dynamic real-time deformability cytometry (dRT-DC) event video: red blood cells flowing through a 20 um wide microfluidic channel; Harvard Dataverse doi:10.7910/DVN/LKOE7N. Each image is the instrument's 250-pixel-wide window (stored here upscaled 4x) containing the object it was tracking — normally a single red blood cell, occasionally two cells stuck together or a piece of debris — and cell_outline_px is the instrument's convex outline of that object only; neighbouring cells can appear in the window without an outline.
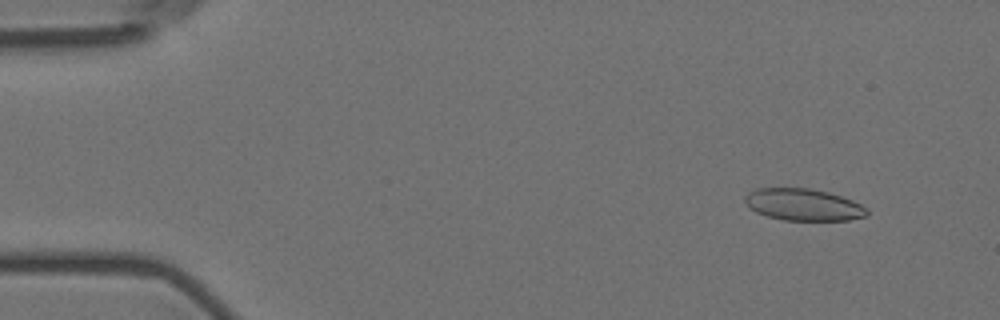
{"species": "Egyptian fruit bat (a non-hibernating species)", "species_latin": "Rousettus aegyptiacus", "temperature_condition": "room temperature", "stored_images_in_passage": 56, "camera_frame_rate_fps": 3000, "um_per_image_px": 0.085, "animal": {"sex": "female"}, "frame": {"image": 1, "passage_image": 5, "time_ms": 1.333, "image_size_px": [1000, 320], "cell_outline_px": [[868, 216], [848, 220], [780, 220], [756, 212], [744, 200], [744, 196], [748, 192], [756, 188], [812, 188], [828, 192], [852, 200], [868, 208]], "centroid_in_image_um": [68.3, 17.39], "position_along_channel_um": 16.7, "area_um2": 22.72}}
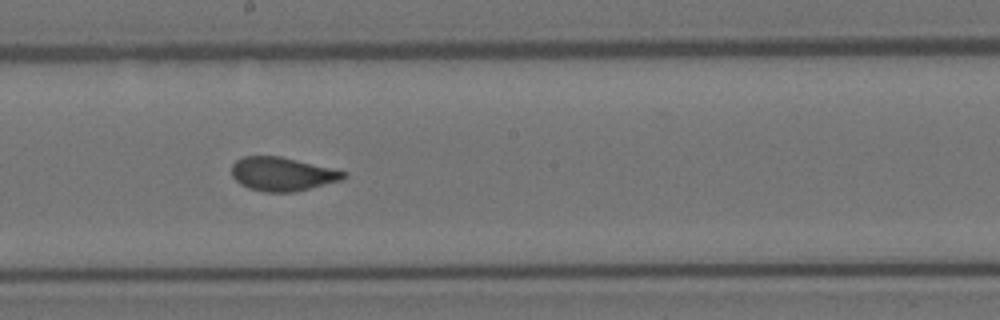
{"frame": {"image": 2, "passage_image": 31, "time_ms": 10.0, "image_size_px": [1000, 320], "cell_outline_px": [[348, 176], [344, 180], [296, 192], [264, 192], [248, 188], [240, 184], [232, 176], [232, 164], [236, 160], [244, 156], [280, 156], [332, 168], [348, 172]], "centroid_in_image_um": [24.04, 14.8], "position_along_channel_um": 224.2, "area_um2": 22.25}}
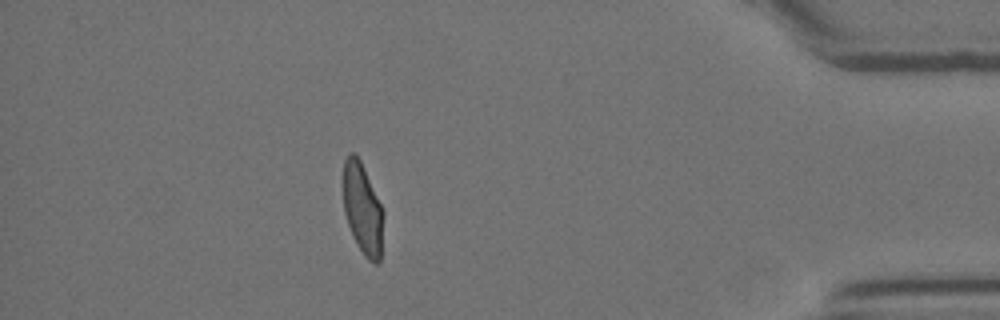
{"frame": {"image": 3, "passage_image": 50, "time_ms": 16.333, "image_size_px": [1000, 320], "cell_outline_px": [[384, 216], [380, 260], [376, 264], [368, 260], [364, 256], [356, 244], [348, 224], [344, 212], [344, 160], [348, 152], [356, 152], [360, 160], [384, 212]], "centroid_in_image_um": [30.82, 17.76], "position_along_channel_um": 404.4, "area_um2": 21.27}, "authors_computed_cell_mechanics": {"area_um2": 22.4842, "velocity_mm_per_s": 3.5766, "shape_relaxation_time_tau1_ms": 7.9815, "shape_relaxation_time_tau2_ms": 0.7114, "deformation_change_tau1": 0.1857, "deformation_change_tau2": 0.0579}}